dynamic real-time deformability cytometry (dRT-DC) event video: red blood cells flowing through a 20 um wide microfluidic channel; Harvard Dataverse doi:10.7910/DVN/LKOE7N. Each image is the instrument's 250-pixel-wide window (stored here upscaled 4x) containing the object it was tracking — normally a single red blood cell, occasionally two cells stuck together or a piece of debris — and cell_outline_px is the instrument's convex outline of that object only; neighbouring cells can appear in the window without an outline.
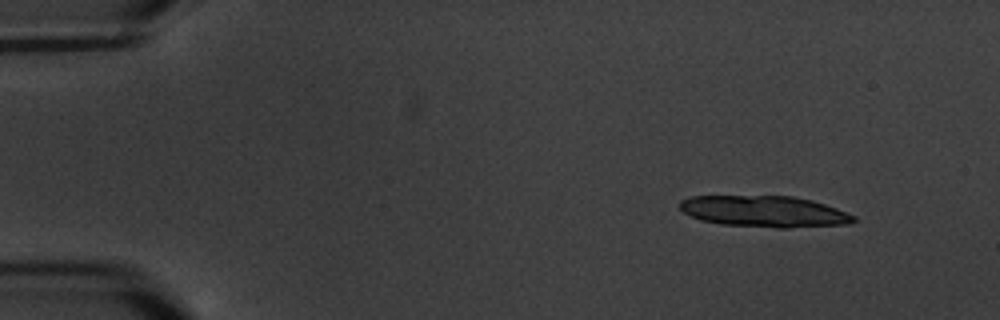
{"species": "common noctule bat (a hibernating species)", "species_latin": "Nyctalus noctula", "temperature_condition": "warm", "stored_images_in_passage": 15, "camera_frame_rate_fps": 3000, "um_per_image_px": 0.085, "animal": {"sex": "male", "body_mass_g": 20.1, "forearm_length_mm": 53.5}, "frame": {"image": 1, "passage_image": 1, "time_ms": 0.0, "image_size_px": [1000, 320], "cell_outline_px": [[856, 220], [852, 224], [788, 228], [776, 228], [720, 224], [700, 220], [684, 212], [680, 208], [680, 200], [692, 196], [792, 196], [812, 200], [836, 208], [856, 216]], "centroid_in_image_um": [65.0, 17.98], "position_along_channel_um": 20.0, "area_um2": 31.85}}
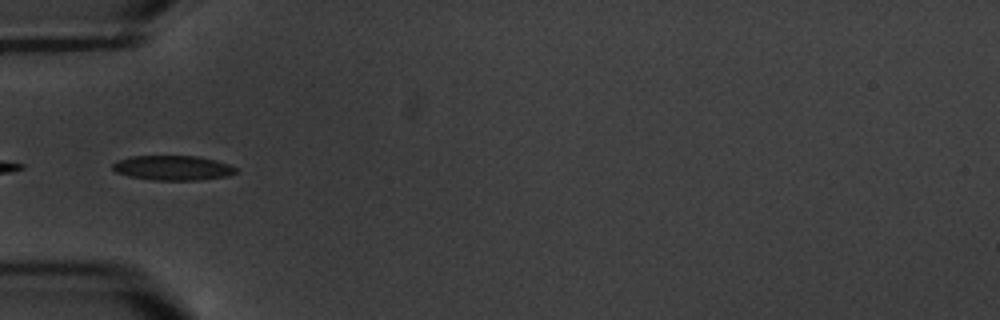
{"frame": {"image": 2, "passage_image": 5, "time_ms": 4.667, "image_size_px": [1000, 320], "cell_outline_px": [[236, 172], [228, 176], [200, 180], [152, 180], [128, 176], [116, 172], [112, 168], [112, 164], [116, 160], [132, 156], [196, 156], [216, 160], [228, 164], [236, 168]], "centroid_in_image_um": [14.66, 14.27], "position_along_channel_um": 70.3, "area_um2": 17.8}}
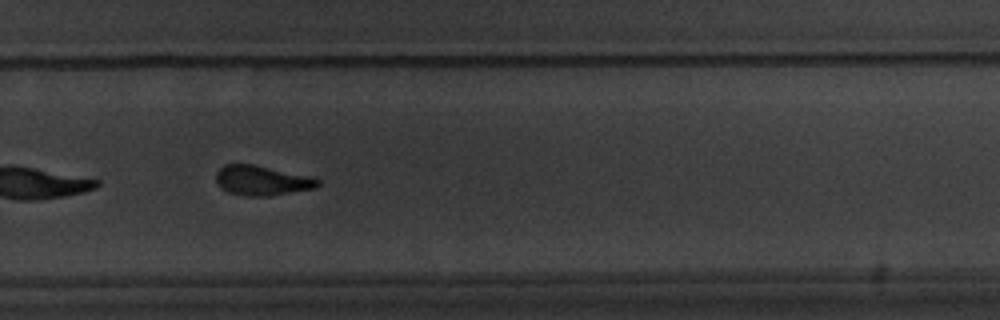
{"frame": {"image": 3, "passage_image": 11, "time_ms": 11.667, "image_size_px": [1000, 320], "cell_outline_px": [[320, 184], [316, 188], [268, 196], [244, 196], [228, 192], [216, 180], [216, 172], [224, 164], [252, 164], [312, 176], [320, 180]], "centroid_in_image_um": [22.3, 15.34], "position_along_channel_um": 307.5, "area_um2": 17.63}, "authors_computed_cell_mechanics": {"area_um2": 19.1318, "velocity_mm_per_s": 3.3806, "shape_relaxation_time_tau1_ms": 1.8205, "shape_relaxation_time_tau2_ms": 0.0379, "deformation_change_tau1": 0.0943, "deformation_change_tau2": 0.0518}}